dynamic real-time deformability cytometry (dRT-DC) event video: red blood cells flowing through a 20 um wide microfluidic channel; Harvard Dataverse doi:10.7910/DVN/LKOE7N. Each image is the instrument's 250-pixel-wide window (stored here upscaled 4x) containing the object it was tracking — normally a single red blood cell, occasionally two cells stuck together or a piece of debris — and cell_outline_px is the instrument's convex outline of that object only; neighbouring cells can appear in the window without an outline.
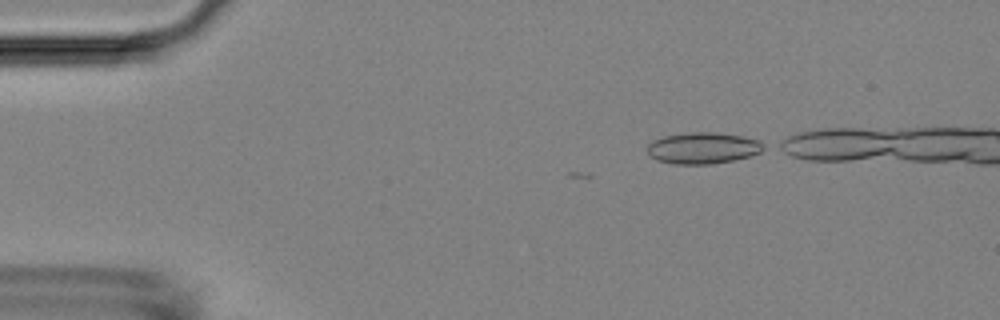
{"species": "Egyptian fruit bat (a non-hibernating species)", "species_latin": "Rousettus aegyptiacus", "temperature_condition": "room temperature", "stored_images_in_passage": 2, "camera_frame_rate_fps": 3000, "um_per_image_px": 0.085, "animal": {"sex": "female"}, "frame": {"image": 1, "passage_image": 2, "time_ms": 0.333, "image_size_px": [1000, 320], "cell_outline_px": [[768, 148], [760, 152], [748, 156], [732, 160], [708, 164], [676, 164], [656, 160], [648, 156], [648, 144], [652, 140], [664, 136], [688, 132], [716, 132], [740, 136], [760, 140], [768, 144]], "centroid_in_image_um": [59.77, 12.57], "position_along_channel_um": 25.2, "area_um2": 21.44}}